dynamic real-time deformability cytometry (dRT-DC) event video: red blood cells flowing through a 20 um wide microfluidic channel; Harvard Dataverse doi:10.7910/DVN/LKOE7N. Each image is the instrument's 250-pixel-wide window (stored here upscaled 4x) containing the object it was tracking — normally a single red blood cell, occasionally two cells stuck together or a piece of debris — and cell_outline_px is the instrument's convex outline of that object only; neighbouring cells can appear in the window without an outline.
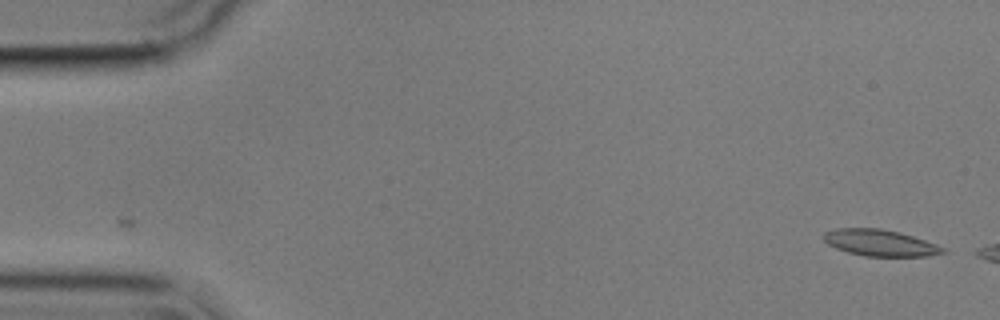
{"species": "common noctule bat (a hibernating species)", "species_latin": "Nyctalus noctula", "temperature_condition": "cold", "stored_images_in_passage": 14, "camera_frame_rate_fps": 3000, "um_per_image_px": 0.085, "animal": {"sex": "male", "body_mass_g": 17.9}, "frame": {"image": 1, "passage_image": 1, "time_ms": 0.0, "image_size_px": [1000, 320], "cell_outline_px": [[948, 252], [928, 256], [864, 256], [848, 252], [836, 248], [828, 244], [820, 236], [824, 232], [836, 228], [880, 228], [900, 232], [936, 244], [944, 248]], "centroid_in_image_um": [74.78, 20.63], "position_along_channel_um": 10.2, "area_um2": 18.44}}